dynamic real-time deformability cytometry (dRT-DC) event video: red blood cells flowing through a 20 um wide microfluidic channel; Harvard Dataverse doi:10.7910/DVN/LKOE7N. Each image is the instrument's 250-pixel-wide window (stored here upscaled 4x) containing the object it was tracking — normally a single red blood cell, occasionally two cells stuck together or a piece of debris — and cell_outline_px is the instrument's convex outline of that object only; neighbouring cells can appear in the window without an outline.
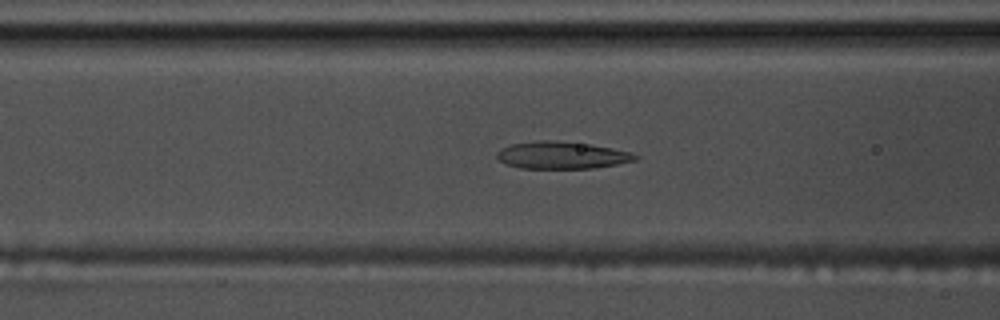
{"species": "common noctule bat (a hibernating species)", "species_latin": "Nyctalus noctula", "temperature_condition": "warm", "stored_images_in_passage": 49, "camera_frame_rate_fps": 3000, "um_per_image_px": 0.085, "animal": {"sex": "male", "body_mass_g": 17.5, "forearm_length_mm": 52.3}, "frame": {"image": 1, "passage_image": 15, "time_ms": 4.667, "image_size_px": [1000, 320], "cell_outline_px": [[640, 156], [636, 160], [616, 164], [592, 168], [520, 168], [508, 164], [500, 160], [496, 156], [496, 152], [500, 148], [512, 144], [540, 140], [552, 140], [588, 144], [612, 148], [632, 152]], "centroid_in_image_um": [47.76, 13.19], "position_along_channel_um": 118.8, "area_um2": 21.79}}
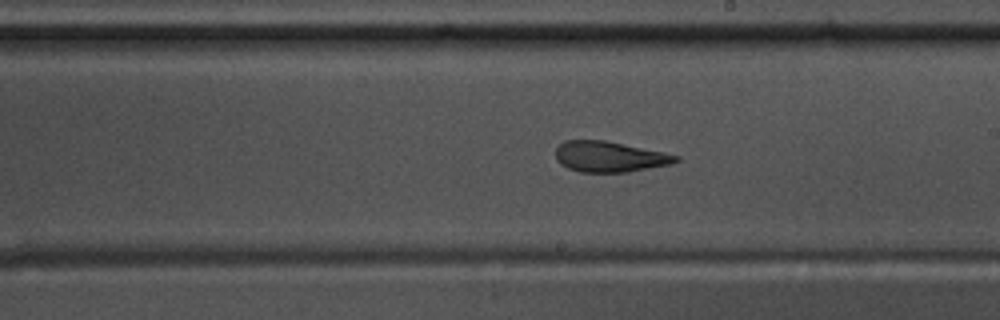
{"frame": {"image": 2, "passage_image": 25, "time_ms": 8.0, "image_size_px": [1000, 320], "cell_outline_px": [[680, 160], [672, 164], [628, 172], [580, 172], [568, 168], [560, 164], [556, 160], [556, 148], [564, 140], [604, 140], [664, 152], [680, 156]], "centroid_in_image_um": [51.81, 13.32], "position_along_channel_um": 237.2, "area_um2": 21.56}}
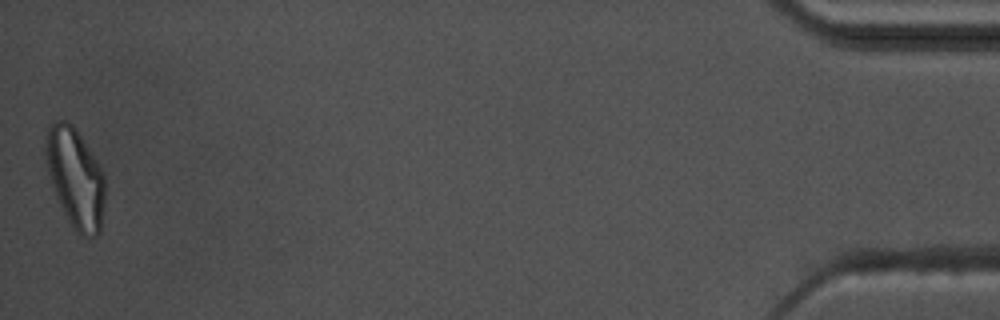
{"frame": {"image": 3, "passage_image": 49, "time_ms": 16.0, "image_size_px": [1000, 320], "cell_outline_px": [[104, 204], [100, 232], [96, 236], [80, 236], [72, 228], [56, 196], [48, 168], [44, 152], [44, 148], [48, 124], [56, 120], [68, 120], [72, 124], [80, 136], [100, 168], [104, 176]], "centroid_in_image_um": [6.39, 15.12], "position_along_channel_um": 428.8, "area_um2": 34.04}, "authors_computed_cell_mechanics": {"area_um2": 22.3686, "velocity_mm_per_s": 3.5671, "shape_relaxation_time_tau1_ms": 5.0011, "shape_relaxation_time_tau2_ms": 1.6363, "deformation_change_tau1": 0.1819, "deformation_change_tau2": 0.1108}}